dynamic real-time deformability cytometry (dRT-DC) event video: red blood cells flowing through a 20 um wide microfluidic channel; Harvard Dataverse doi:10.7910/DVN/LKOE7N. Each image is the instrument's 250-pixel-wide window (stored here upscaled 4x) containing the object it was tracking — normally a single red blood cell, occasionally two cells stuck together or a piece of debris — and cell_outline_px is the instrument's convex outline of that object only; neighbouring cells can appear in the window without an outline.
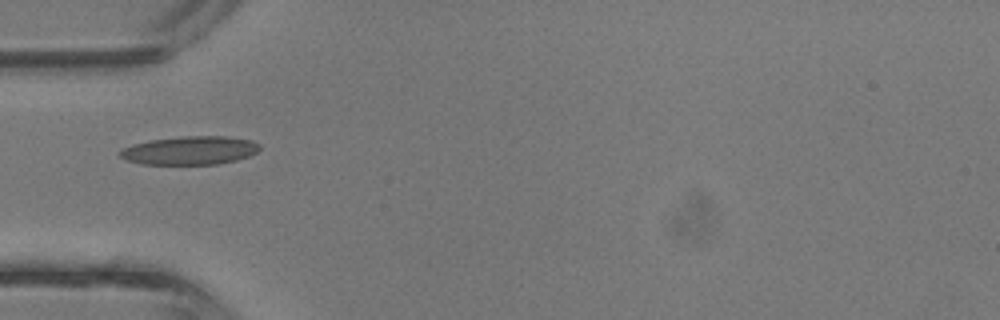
{"species": "common noctule bat (a hibernating species)", "species_latin": "Nyctalus noctula", "temperature_condition": "room temperature", "stored_images_in_passage": 5, "camera_frame_rate_fps": 3000, "um_per_image_px": 0.085, "animal": {"sex": "male", "body_mass_g": 13.3}, "frame": {"image": 1, "passage_image": 4, "time_ms": 1.0, "image_size_px": [1000, 320], "cell_outline_px": [[260, 148], [256, 152], [248, 156], [236, 160], [216, 164], [144, 164], [128, 160], [120, 156], [116, 152], [132, 144], [152, 140], [180, 136], [228, 136], [252, 140], [260, 144]], "centroid_in_image_um": [16.16, 12.78], "position_along_channel_um": 68.8, "area_um2": 23.12}}